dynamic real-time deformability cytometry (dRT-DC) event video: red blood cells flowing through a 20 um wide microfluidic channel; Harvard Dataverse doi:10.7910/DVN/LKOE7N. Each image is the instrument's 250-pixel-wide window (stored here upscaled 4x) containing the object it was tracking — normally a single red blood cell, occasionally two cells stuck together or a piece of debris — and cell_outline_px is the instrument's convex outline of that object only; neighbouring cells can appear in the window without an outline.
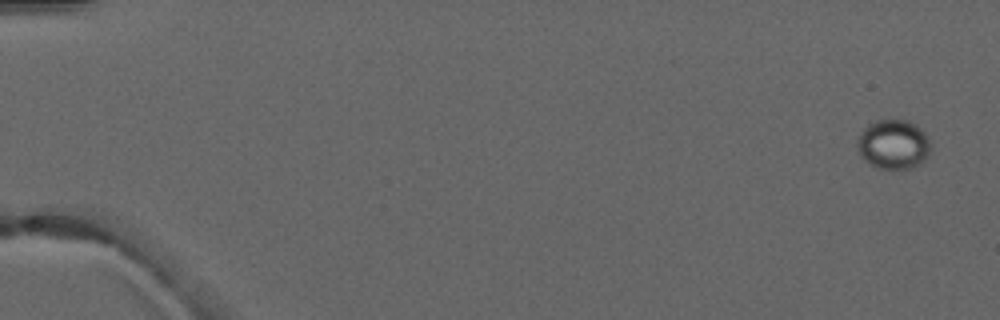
{"species": "common noctule bat (a hibernating species)", "species_latin": "Nyctalus noctula", "temperature_condition": "warm", "stored_images_in_passage": 5, "camera_frame_rate_fps": 3000, "um_per_image_px": 0.085, "animal": {"sex": "male", "forearm_length_mm": 52.5}, "frame": {"image": 1, "passage_image": 5, "time_ms": 5.333, "image_size_px": [1000, 320], "cell_outline_px": [[932, 148], [928, 156], [920, 164], [912, 168], [892, 172], [876, 168], [864, 160], [860, 156], [856, 148], [856, 144], [860, 132], [868, 124], [876, 120], [908, 120], [916, 124], [924, 132]], "centroid_in_image_um": [75.92, 12.32], "position_along_channel_um": 9.1, "area_um2": 21.91}}